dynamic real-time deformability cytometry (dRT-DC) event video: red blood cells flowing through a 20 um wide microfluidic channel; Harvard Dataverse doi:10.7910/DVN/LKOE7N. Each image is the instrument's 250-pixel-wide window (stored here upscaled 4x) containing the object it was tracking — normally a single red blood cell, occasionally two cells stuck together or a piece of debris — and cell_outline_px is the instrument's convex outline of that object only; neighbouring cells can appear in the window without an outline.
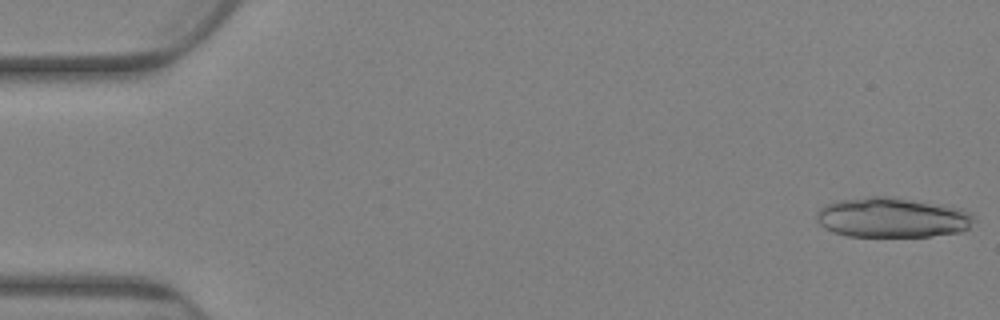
{"species": "Egyptian fruit bat (a non-hibernating species)", "species_latin": "Rousettus aegyptiacus", "temperature_condition": "warm", "stored_images_in_passage": 26, "camera_frame_rate_fps": 3000, "um_per_image_px": 0.085, "animal": {"sex": "female"}, "frame": {"image": 1, "passage_image": 1, "time_ms": 0.0, "image_size_px": [1000, 320], "cell_outline_px": [[976, 220], [964, 232], [932, 236], [848, 236], [824, 228], [816, 220], [816, 212], [824, 204], [836, 200], [868, 196], [896, 196], [964, 208], [972, 212]], "centroid_in_image_um": [75.89, 18.47], "position_along_channel_um": 9.1, "area_um2": 37.51}}